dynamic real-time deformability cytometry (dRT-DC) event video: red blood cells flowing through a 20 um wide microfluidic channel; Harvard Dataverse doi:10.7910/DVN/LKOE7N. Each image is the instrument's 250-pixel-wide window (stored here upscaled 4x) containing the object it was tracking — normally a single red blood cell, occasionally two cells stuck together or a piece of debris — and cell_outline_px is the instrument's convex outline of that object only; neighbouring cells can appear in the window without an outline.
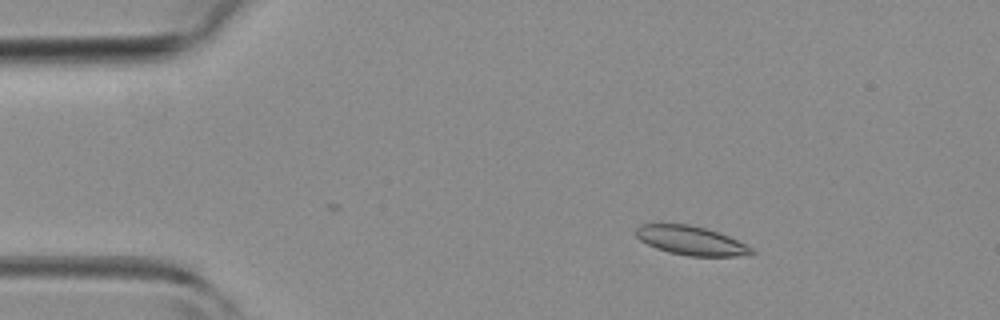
{"species": "common noctule bat (a hibernating species)", "species_latin": "Nyctalus noctula", "temperature_condition": "room temperature", "stored_images_in_passage": 8, "camera_frame_rate_fps": 3000, "um_per_image_px": 0.085, "animal": {"sex": "female", "body_mass_g": 19.3, "forearm_length_mm": 54.1}, "frame": {"image": 1, "passage_image": 4, "time_ms": 1.0, "image_size_px": [1000, 320], "cell_outline_px": [[756, 252], [736, 256], [688, 256], [668, 252], [656, 248], [640, 240], [636, 236], [636, 228], [640, 224], [688, 224], [704, 228], [728, 236], [752, 248]], "centroid_in_image_um": [58.69, 20.45], "position_along_channel_um": 26.3, "area_um2": 19.19}}